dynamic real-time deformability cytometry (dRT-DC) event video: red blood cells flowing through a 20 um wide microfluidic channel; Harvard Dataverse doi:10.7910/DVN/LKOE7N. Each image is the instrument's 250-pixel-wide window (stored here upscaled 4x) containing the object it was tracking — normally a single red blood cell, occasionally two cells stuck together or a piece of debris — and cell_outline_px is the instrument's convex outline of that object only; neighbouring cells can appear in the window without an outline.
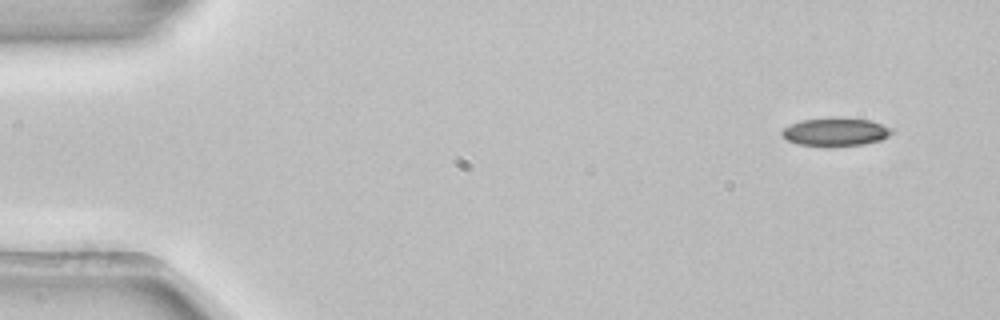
{"species": "common noctule bat (a hibernating species)", "species_latin": "Nyctalus noctula", "temperature_condition": "room temperature", "stored_images_in_passage": 4, "camera_frame_rate_fps": 3000, "um_per_image_px": 0.085, "animal": {"sex": "female", "body_mass_g": 22.7, "forearm_length_mm": 54.2}, "frame": {"image": 1, "passage_image": 1, "time_ms": 0.0, "image_size_px": [1000, 320], "cell_outline_px": [[892, 132], [888, 136], [880, 140], [864, 144], [796, 144], [788, 140], [780, 132], [788, 124], [800, 120], [832, 116], [868, 120], [892, 128]], "centroid_in_image_um": [70.98, 11.15], "position_along_channel_um": 14.0, "area_um2": 17.63}}
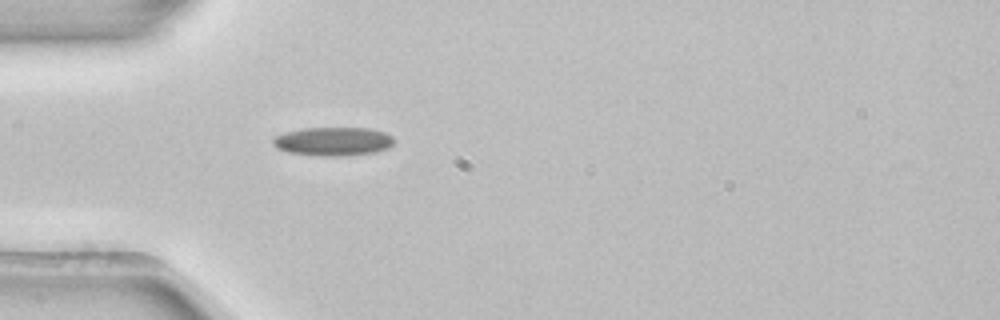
{"frame": {"image": 2, "passage_image": 4, "time_ms": 1.0, "image_size_px": [1000, 320], "cell_outline_px": [[396, 140], [388, 148], [372, 152], [344, 156], [320, 156], [288, 152], [276, 148], [272, 144], [272, 140], [276, 136], [284, 132], [304, 128], [368, 128], [384, 132], [392, 136]], "centroid_in_image_um": [28.3, 12.02], "position_along_channel_um": 56.7, "area_um2": 20.23}}